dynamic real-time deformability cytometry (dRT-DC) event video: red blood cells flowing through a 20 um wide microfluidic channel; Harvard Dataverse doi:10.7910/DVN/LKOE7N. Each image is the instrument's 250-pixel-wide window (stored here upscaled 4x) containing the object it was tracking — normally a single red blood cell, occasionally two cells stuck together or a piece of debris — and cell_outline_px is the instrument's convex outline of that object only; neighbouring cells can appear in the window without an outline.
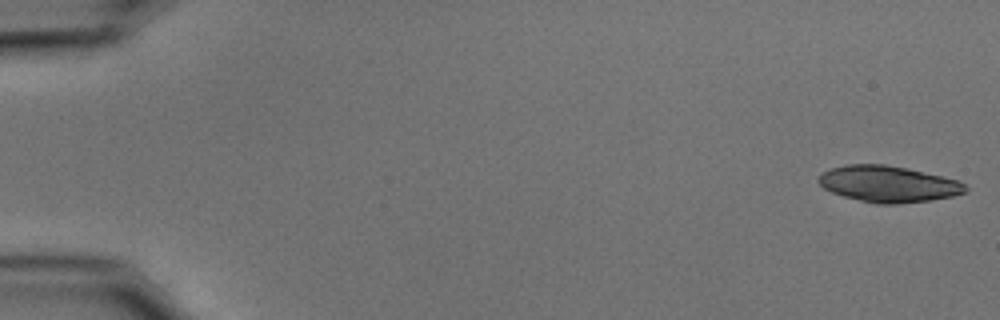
{"species": "common noctule bat (a hibernating species)", "species_latin": "Nyctalus noctula", "temperature_condition": "cold", "stored_images_in_passage": 34, "segment_of_instrument_passage": [1, 2], "camera_frame_rate_fps": 3000, "um_per_image_px": 0.085, "animal": {"sex": "male", "body_mass_g": 15.6}, "frame": {"image": 1, "passage_image": 1, "time_ms": 0.0, "image_size_px": [1000, 320], "cell_outline_px": [[968, 192], [952, 196], [932, 200], [896, 204], [876, 204], [844, 196], [832, 192], [824, 188], [816, 180], [820, 172], [832, 168], [848, 164], [884, 164], [904, 168], [940, 176], [956, 180], [964, 184], [968, 188]], "centroid_in_image_um": [75.47, 15.64], "position_along_channel_um": 9.5, "area_um2": 30.87}}
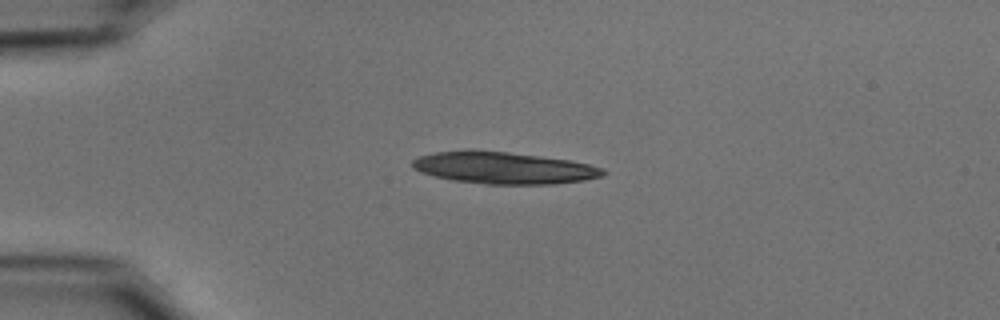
{"frame": {"image": 2, "passage_image": 13, "time_ms": 4.0, "image_size_px": [1000, 320], "cell_outline_px": [[608, 172], [604, 176], [584, 180], [552, 184], [484, 184], [452, 180], [420, 172], [412, 168], [412, 160], [420, 156], [436, 152], [508, 152], [572, 160], [604, 168]], "centroid_in_image_um": [42.9, 14.3], "position_along_channel_um": 42.1, "area_um2": 34.85}}